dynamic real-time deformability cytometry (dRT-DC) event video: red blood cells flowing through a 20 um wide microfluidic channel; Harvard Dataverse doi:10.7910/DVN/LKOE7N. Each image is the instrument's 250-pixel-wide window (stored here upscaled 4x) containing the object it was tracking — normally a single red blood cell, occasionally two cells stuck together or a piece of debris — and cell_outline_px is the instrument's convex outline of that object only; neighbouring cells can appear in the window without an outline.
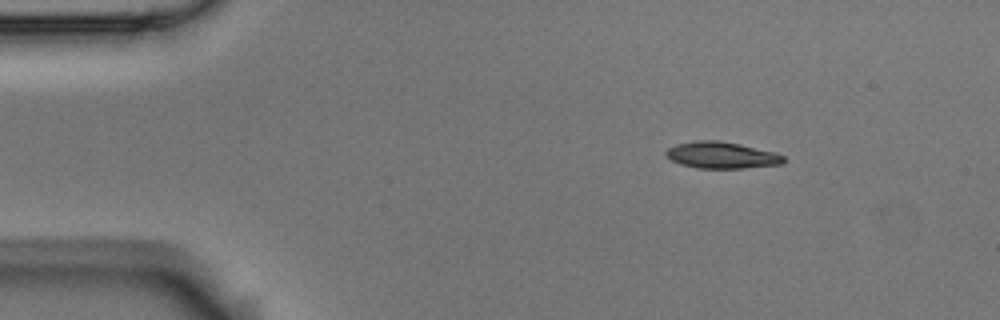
{"species": "Egyptian fruit bat (a non-hibernating species)", "species_latin": "Rousettus aegyptiacus", "temperature_condition": "room temperature", "stored_images_in_passage": 13, "camera_frame_rate_fps": 3000, "um_per_image_px": 0.085, "animal": {"sex": "male"}, "frame": {"image": 1, "passage_image": 1, "time_ms": 0.0, "image_size_px": [1000, 320], "cell_outline_px": [[784, 164], [744, 168], [696, 168], [680, 164], [672, 160], [664, 152], [668, 148], [676, 144], [696, 140], [720, 140], [740, 144], [776, 152], [784, 156]], "centroid_in_image_um": [61.35, 13.18], "position_along_channel_um": 23.6, "area_um2": 18.32}}
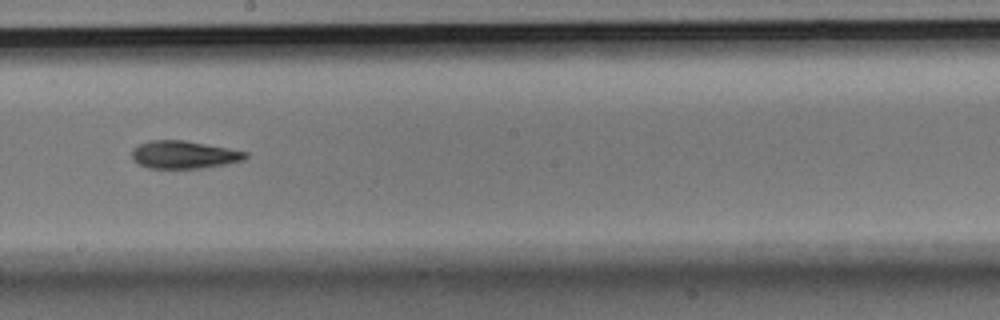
{"frame": {"image": 2, "passage_image": 7, "time_ms": 2.0, "image_size_px": [1000, 320], "cell_outline_px": [[248, 156], [244, 160], [224, 164], [200, 168], [148, 168], [140, 164], [132, 156], [132, 148], [148, 140], [184, 140], [248, 152]], "centroid_in_image_um": [15.63, 13.14], "position_along_channel_um": 232.6, "area_um2": 18.15}}
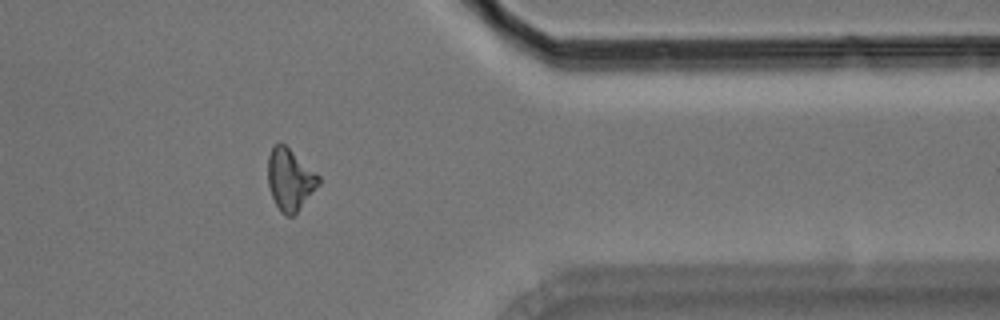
{"frame": {"image": 3, "passage_image": 11, "time_ms": 3.333, "image_size_px": [1000, 320], "cell_outline_px": [[320, 184], [296, 212], [292, 216], [284, 216], [280, 212], [272, 196], [268, 184], [268, 156], [272, 148], [280, 140], [320, 176]], "centroid_in_image_um": [24.64, 15.25], "position_along_channel_um": 386.8, "area_um2": 18.09}}